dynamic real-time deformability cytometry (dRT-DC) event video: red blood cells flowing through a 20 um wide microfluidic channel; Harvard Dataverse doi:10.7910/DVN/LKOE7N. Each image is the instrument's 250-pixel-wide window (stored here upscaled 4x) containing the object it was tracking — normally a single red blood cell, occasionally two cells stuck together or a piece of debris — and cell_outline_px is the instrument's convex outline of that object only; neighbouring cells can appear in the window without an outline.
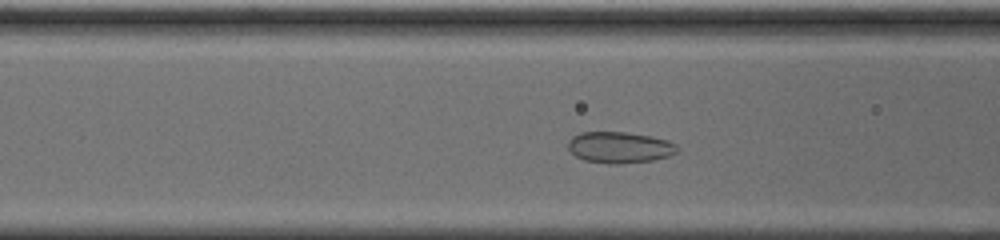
{"species": "common noctule bat (a hibernating species)", "species_latin": "Nyctalus noctula", "temperature_condition": "cold", "stored_images_in_passage": 49, "camera_frame_rate_fps": 3000, "um_per_image_px": 0.085, "animal": {"sex": "male", "body_mass_g": 20.0, "forearm_length_mm": 53.3}, "frame": {"image": 1, "passage_image": 14, "time_ms": 4.333, "image_size_px": [1000, 240], "cell_outline_px": [[680, 148], [676, 152], [668, 156], [652, 160], [620, 164], [608, 164], [584, 160], [576, 156], [568, 148], [568, 140], [572, 136], [580, 132], [624, 132], [652, 136], [668, 140], [676, 144]], "centroid_in_image_um": [52.66, 12.52], "position_along_channel_um": 113.9, "area_um2": 20.0}}
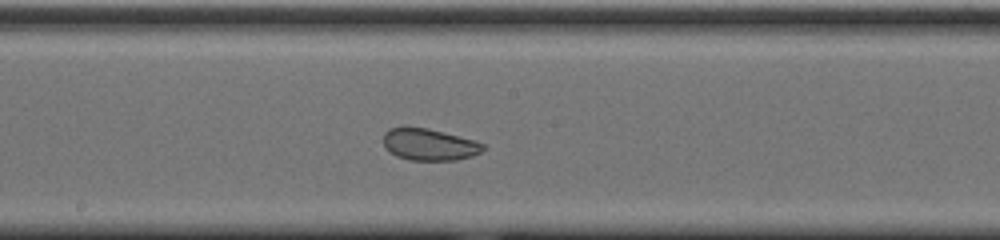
{"frame": {"image": 2, "passage_image": 22, "time_ms": 7.0, "image_size_px": [1000, 240], "cell_outline_px": [[484, 148], [480, 152], [472, 156], [456, 160], [408, 160], [396, 156], [384, 144], [384, 132], [388, 128], [404, 124], [408, 124], [428, 128], [476, 140], [484, 144]], "centroid_in_image_um": [36.45, 12.24], "position_along_channel_um": 211.7, "area_um2": 18.9}}
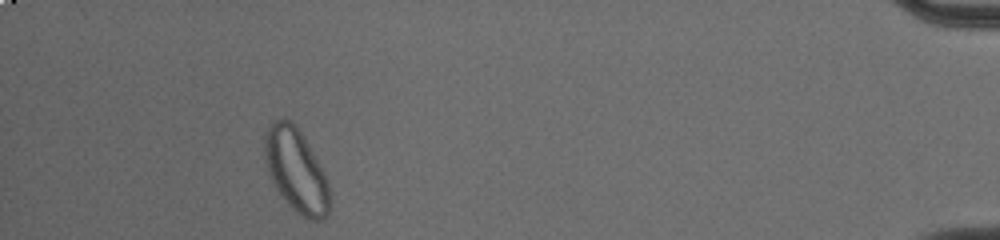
{"frame": {"image": 3, "passage_image": 44, "time_ms": 14.333, "image_size_px": [1000, 240], "cell_outline_px": [[332, 204], [328, 212], [320, 220], [312, 220], [296, 212], [288, 204], [272, 184], [264, 160], [264, 136], [268, 124], [284, 116], [304, 136], [328, 180], [332, 192]], "centroid_in_image_um": [25.17, 14.49], "position_along_channel_um": 410.0, "area_um2": 31.96}, "authors_computed_cell_mechanics": {"area_um2": 22.4264, "velocity_mm_per_s": 3.6712, "shape_relaxation_time_tau1_ms": null, "shape_relaxation_time_tau2_ms": 2.1626, "deformation_change_tau1": null, "deformation_change_tau2": 0.0615}}